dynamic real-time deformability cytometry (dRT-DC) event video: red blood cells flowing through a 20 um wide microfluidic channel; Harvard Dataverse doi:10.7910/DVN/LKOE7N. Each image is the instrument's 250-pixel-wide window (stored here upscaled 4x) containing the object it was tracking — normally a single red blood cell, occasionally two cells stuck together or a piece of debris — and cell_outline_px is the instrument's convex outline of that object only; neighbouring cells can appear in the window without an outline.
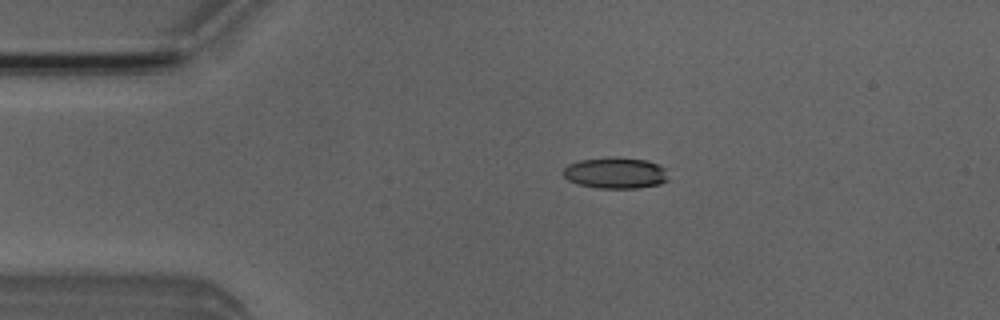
{"species": "Egyptian fruit bat (a non-hibernating species)", "species_latin": "Rousettus aegyptiacus", "temperature_condition": "room temperature", "stored_images_in_passage": 4, "camera_frame_rate_fps": 3000, "um_per_image_px": 0.085, "animal": {"sex": "male"}, "frame": {"image": 1, "passage_image": 3, "time_ms": 2.333, "image_size_px": [1000, 320], "cell_outline_px": [[668, 180], [660, 184], [636, 188], [596, 188], [580, 184], [568, 180], [560, 172], [568, 164], [580, 160], [616, 156], [648, 160], [660, 164], [668, 168]], "centroid_in_image_um": [52.36, 14.68], "position_along_channel_um": 32.6, "area_um2": 19.54}}